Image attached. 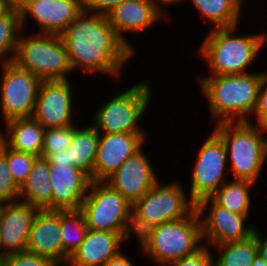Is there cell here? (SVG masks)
<instances>
[{
  "mask_svg": "<svg viewBox=\"0 0 267 266\" xmlns=\"http://www.w3.org/2000/svg\"><path fill=\"white\" fill-rule=\"evenodd\" d=\"M72 71L118 77L135 53L102 14L83 11L60 35Z\"/></svg>",
  "mask_w": 267,
  "mask_h": 266,
  "instance_id": "1",
  "label": "cell"
},
{
  "mask_svg": "<svg viewBox=\"0 0 267 266\" xmlns=\"http://www.w3.org/2000/svg\"><path fill=\"white\" fill-rule=\"evenodd\" d=\"M265 71L234 75L201 76L199 86L216 124L250 122Z\"/></svg>",
  "mask_w": 267,
  "mask_h": 266,
  "instance_id": "2",
  "label": "cell"
},
{
  "mask_svg": "<svg viewBox=\"0 0 267 266\" xmlns=\"http://www.w3.org/2000/svg\"><path fill=\"white\" fill-rule=\"evenodd\" d=\"M238 26L213 28L202 41L198 52L209 66V76L248 73L246 68L251 67L265 47L266 32L237 36Z\"/></svg>",
  "mask_w": 267,
  "mask_h": 266,
  "instance_id": "3",
  "label": "cell"
},
{
  "mask_svg": "<svg viewBox=\"0 0 267 266\" xmlns=\"http://www.w3.org/2000/svg\"><path fill=\"white\" fill-rule=\"evenodd\" d=\"M252 122H223L214 127L222 139L234 179L256 183L267 159V130Z\"/></svg>",
  "mask_w": 267,
  "mask_h": 266,
  "instance_id": "4",
  "label": "cell"
},
{
  "mask_svg": "<svg viewBox=\"0 0 267 266\" xmlns=\"http://www.w3.org/2000/svg\"><path fill=\"white\" fill-rule=\"evenodd\" d=\"M20 34L12 62L30 71L42 81L70 80L72 71L67 51L60 35Z\"/></svg>",
  "mask_w": 267,
  "mask_h": 266,
  "instance_id": "5",
  "label": "cell"
},
{
  "mask_svg": "<svg viewBox=\"0 0 267 266\" xmlns=\"http://www.w3.org/2000/svg\"><path fill=\"white\" fill-rule=\"evenodd\" d=\"M148 81L127 90H117L114 98L96 110L91 125L98 133H146L140 120L150 104L152 90Z\"/></svg>",
  "mask_w": 267,
  "mask_h": 266,
  "instance_id": "6",
  "label": "cell"
},
{
  "mask_svg": "<svg viewBox=\"0 0 267 266\" xmlns=\"http://www.w3.org/2000/svg\"><path fill=\"white\" fill-rule=\"evenodd\" d=\"M203 246L201 221L195 209L185 218L156 226L142 253L157 265L165 266L194 254Z\"/></svg>",
  "mask_w": 267,
  "mask_h": 266,
  "instance_id": "7",
  "label": "cell"
},
{
  "mask_svg": "<svg viewBox=\"0 0 267 266\" xmlns=\"http://www.w3.org/2000/svg\"><path fill=\"white\" fill-rule=\"evenodd\" d=\"M80 210L89 230L120 234L132 204L105 181H91Z\"/></svg>",
  "mask_w": 267,
  "mask_h": 266,
  "instance_id": "8",
  "label": "cell"
},
{
  "mask_svg": "<svg viewBox=\"0 0 267 266\" xmlns=\"http://www.w3.org/2000/svg\"><path fill=\"white\" fill-rule=\"evenodd\" d=\"M0 64V111L4 122L32 117L42 80L30 71L19 68L12 61Z\"/></svg>",
  "mask_w": 267,
  "mask_h": 266,
  "instance_id": "9",
  "label": "cell"
},
{
  "mask_svg": "<svg viewBox=\"0 0 267 266\" xmlns=\"http://www.w3.org/2000/svg\"><path fill=\"white\" fill-rule=\"evenodd\" d=\"M196 204L185 194L180 182L161 184L158 181L141 199L132 205V210L148 223L160 224L189 216Z\"/></svg>",
  "mask_w": 267,
  "mask_h": 266,
  "instance_id": "10",
  "label": "cell"
},
{
  "mask_svg": "<svg viewBox=\"0 0 267 266\" xmlns=\"http://www.w3.org/2000/svg\"><path fill=\"white\" fill-rule=\"evenodd\" d=\"M227 162L226 147L222 139L212 133L200 147L191 176L189 198L197 204L210 198L225 182Z\"/></svg>",
  "mask_w": 267,
  "mask_h": 266,
  "instance_id": "11",
  "label": "cell"
},
{
  "mask_svg": "<svg viewBox=\"0 0 267 266\" xmlns=\"http://www.w3.org/2000/svg\"><path fill=\"white\" fill-rule=\"evenodd\" d=\"M208 207L210 209L207 215L203 216ZM196 211L201 221L203 241L209 243H205L206 246L244 241L253 235L256 227L245 223L248 215L231 212L219 206L211 197L199 201L196 204Z\"/></svg>",
  "mask_w": 267,
  "mask_h": 266,
  "instance_id": "12",
  "label": "cell"
},
{
  "mask_svg": "<svg viewBox=\"0 0 267 266\" xmlns=\"http://www.w3.org/2000/svg\"><path fill=\"white\" fill-rule=\"evenodd\" d=\"M69 80L42 81L32 118L45 129L75 125L73 93Z\"/></svg>",
  "mask_w": 267,
  "mask_h": 266,
  "instance_id": "13",
  "label": "cell"
},
{
  "mask_svg": "<svg viewBox=\"0 0 267 266\" xmlns=\"http://www.w3.org/2000/svg\"><path fill=\"white\" fill-rule=\"evenodd\" d=\"M147 133H99L92 181H105L142 147Z\"/></svg>",
  "mask_w": 267,
  "mask_h": 266,
  "instance_id": "14",
  "label": "cell"
},
{
  "mask_svg": "<svg viewBox=\"0 0 267 266\" xmlns=\"http://www.w3.org/2000/svg\"><path fill=\"white\" fill-rule=\"evenodd\" d=\"M83 9L84 0H30L19 10L21 28L24 31L31 17L39 25V33L61 35Z\"/></svg>",
  "mask_w": 267,
  "mask_h": 266,
  "instance_id": "15",
  "label": "cell"
},
{
  "mask_svg": "<svg viewBox=\"0 0 267 266\" xmlns=\"http://www.w3.org/2000/svg\"><path fill=\"white\" fill-rule=\"evenodd\" d=\"M60 233V210L39 209L25 251L47 258L57 266H65L69 256L63 250Z\"/></svg>",
  "mask_w": 267,
  "mask_h": 266,
  "instance_id": "16",
  "label": "cell"
},
{
  "mask_svg": "<svg viewBox=\"0 0 267 266\" xmlns=\"http://www.w3.org/2000/svg\"><path fill=\"white\" fill-rule=\"evenodd\" d=\"M143 147L128 158L105 182L121 193L132 205L159 180Z\"/></svg>",
  "mask_w": 267,
  "mask_h": 266,
  "instance_id": "17",
  "label": "cell"
},
{
  "mask_svg": "<svg viewBox=\"0 0 267 266\" xmlns=\"http://www.w3.org/2000/svg\"><path fill=\"white\" fill-rule=\"evenodd\" d=\"M52 184L51 210L80 209L87 195L90 177L75 166L49 163Z\"/></svg>",
  "mask_w": 267,
  "mask_h": 266,
  "instance_id": "18",
  "label": "cell"
},
{
  "mask_svg": "<svg viewBox=\"0 0 267 266\" xmlns=\"http://www.w3.org/2000/svg\"><path fill=\"white\" fill-rule=\"evenodd\" d=\"M163 11L150 0H126L113 8L107 19L118 36L134 51L123 33H140L152 28L156 22L166 18Z\"/></svg>",
  "mask_w": 267,
  "mask_h": 266,
  "instance_id": "19",
  "label": "cell"
},
{
  "mask_svg": "<svg viewBox=\"0 0 267 266\" xmlns=\"http://www.w3.org/2000/svg\"><path fill=\"white\" fill-rule=\"evenodd\" d=\"M38 207L21 201L5 203L0 214V243L5 255L25 252Z\"/></svg>",
  "mask_w": 267,
  "mask_h": 266,
  "instance_id": "20",
  "label": "cell"
},
{
  "mask_svg": "<svg viewBox=\"0 0 267 266\" xmlns=\"http://www.w3.org/2000/svg\"><path fill=\"white\" fill-rule=\"evenodd\" d=\"M121 236L117 232L89 230L81 245L72 253L65 266H103L118 256Z\"/></svg>",
  "mask_w": 267,
  "mask_h": 266,
  "instance_id": "21",
  "label": "cell"
},
{
  "mask_svg": "<svg viewBox=\"0 0 267 266\" xmlns=\"http://www.w3.org/2000/svg\"><path fill=\"white\" fill-rule=\"evenodd\" d=\"M4 133L0 128V139L11 149L41 156L45 128L32 117L12 119L4 123Z\"/></svg>",
  "mask_w": 267,
  "mask_h": 266,
  "instance_id": "22",
  "label": "cell"
},
{
  "mask_svg": "<svg viewBox=\"0 0 267 266\" xmlns=\"http://www.w3.org/2000/svg\"><path fill=\"white\" fill-rule=\"evenodd\" d=\"M51 197L49 163L46 158L40 156L36 158L27 180L20 188L19 201L39 209L51 210Z\"/></svg>",
  "mask_w": 267,
  "mask_h": 266,
  "instance_id": "23",
  "label": "cell"
},
{
  "mask_svg": "<svg viewBox=\"0 0 267 266\" xmlns=\"http://www.w3.org/2000/svg\"><path fill=\"white\" fill-rule=\"evenodd\" d=\"M99 133L92 126L77 127L68 147L69 162L86 173L91 181L96 161Z\"/></svg>",
  "mask_w": 267,
  "mask_h": 266,
  "instance_id": "24",
  "label": "cell"
},
{
  "mask_svg": "<svg viewBox=\"0 0 267 266\" xmlns=\"http://www.w3.org/2000/svg\"><path fill=\"white\" fill-rule=\"evenodd\" d=\"M184 0H180L181 2ZM203 19L210 21L213 28H225L240 25V12L243 0H190ZM186 2V0H185Z\"/></svg>",
  "mask_w": 267,
  "mask_h": 266,
  "instance_id": "25",
  "label": "cell"
},
{
  "mask_svg": "<svg viewBox=\"0 0 267 266\" xmlns=\"http://www.w3.org/2000/svg\"><path fill=\"white\" fill-rule=\"evenodd\" d=\"M254 182L249 180L234 179L226 181L211 198L221 207L240 215H249L250 212V188Z\"/></svg>",
  "mask_w": 267,
  "mask_h": 266,
  "instance_id": "26",
  "label": "cell"
},
{
  "mask_svg": "<svg viewBox=\"0 0 267 266\" xmlns=\"http://www.w3.org/2000/svg\"><path fill=\"white\" fill-rule=\"evenodd\" d=\"M220 257L213 259V266H252L258 254L256 238L252 235L244 241L217 245Z\"/></svg>",
  "mask_w": 267,
  "mask_h": 266,
  "instance_id": "27",
  "label": "cell"
},
{
  "mask_svg": "<svg viewBox=\"0 0 267 266\" xmlns=\"http://www.w3.org/2000/svg\"><path fill=\"white\" fill-rule=\"evenodd\" d=\"M88 231L80 209L60 210V236L63 250L70 257L81 245Z\"/></svg>",
  "mask_w": 267,
  "mask_h": 266,
  "instance_id": "28",
  "label": "cell"
},
{
  "mask_svg": "<svg viewBox=\"0 0 267 266\" xmlns=\"http://www.w3.org/2000/svg\"><path fill=\"white\" fill-rule=\"evenodd\" d=\"M21 28L19 10H12L0 19V62H11L16 52Z\"/></svg>",
  "mask_w": 267,
  "mask_h": 266,
  "instance_id": "29",
  "label": "cell"
},
{
  "mask_svg": "<svg viewBox=\"0 0 267 266\" xmlns=\"http://www.w3.org/2000/svg\"><path fill=\"white\" fill-rule=\"evenodd\" d=\"M154 225L148 223L142 219L137 213L131 210L123 223V227L120 233L121 242H126L132 237V234L136 235L137 240H139V247L141 252L147 247L150 243L152 236L155 230ZM131 232H133L131 234Z\"/></svg>",
  "mask_w": 267,
  "mask_h": 266,
  "instance_id": "30",
  "label": "cell"
},
{
  "mask_svg": "<svg viewBox=\"0 0 267 266\" xmlns=\"http://www.w3.org/2000/svg\"><path fill=\"white\" fill-rule=\"evenodd\" d=\"M74 133L75 125L45 129L41 157L68 149Z\"/></svg>",
  "mask_w": 267,
  "mask_h": 266,
  "instance_id": "31",
  "label": "cell"
},
{
  "mask_svg": "<svg viewBox=\"0 0 267 266\" xmlns=\"http://www.w3.org/2000/svg\"><path fill=\"white\" fill-rule=\"evenodd\" d=\"M5 157L14 181L21 188L27 180L37 156L13 150L5 144Z\"/></svg>",
  "mask_w": 267,
  "mask_h": 266,
  "instance_id": "32",
  "label": "cell"
},
{
  "mask_svg": "<svg viewBox=\"0 0 267 266\" xmlns=\"http://www.w3.org/2000/svg\"><path fill=\"white\" fill-rule=\"evenodd\" d=\"M20 187L14 181L5 157V143L0 139V201H19Z\"/></svg>",
  "mask_w": 267,
  "mask_h": 266,
  "instance_id": "33",
  "label": "cell"
},
{
  "mask_svg": "<svg viewBox=\"0 0 267 266\" xmlns=\"http://www.w3.org/2000/svg\"><path fill=\"white\" fill-rule=\"evenodd\" d=\"M1 266H57L47 258L31 254L28 252H19L6 255L1 262Z\"/></svg>",
  "mask_w": 267,
  "mask_h": 266,
  "instance_id": "34",
  "label": "cell"
},
{
  "mask_svg": "<svg viewBox=\"0 0 267 266\" xmlns=\"http://www.w3.org/2000/svg\"><path fill=\"white\" fill-rule=\"evenodd\" d=\"M213 256L210 247L204 245L194 254L170 262L165 266H213Z\"/></svg>",
  "mask_w": 267,
  "mask_h": 266,
  "instance_id": "35",
  "label": "cell"
},
{
  "mask_svg": "<svg viewBox=\"0 0 267 266\" xmlns=\"http://www.w3.org/2000/svg\"><path fill=\"white\" fill-rule=\"evenodd\" d=\"M253 115L256 125L267 130V72H265L258 95V101Z\"/></svg>",
  "mask_w": 267,
  "mask_h": 266,
  "instance_id": "36",
  "label": "cell"
},
{
  "mask_svg": "<svg viewBox=\"0 0 267 266\" xmlns=\"http://www.w3.org/2000/svg\"><path fill=\"white\" fill-rule=\"evenodd\" d=\"M124 1L126 0H84V9L91 13L107 16L113 8Z\"/></svg>",
  "mask_w": 267,
  "mask_h": 266,
  "instance_id": "37",
  "label": "cell"
},
{
  "mask_svg": "<svg viewBox=\"0 0 267 266\" xmlns=\"http://www.w3.org/2000/svg\"><path fill=\"white\" fill-rule=\"evenodd\" d=\"M259 228L255 227L253 235L256 238L257 247H258V254L260 257L267 262V236L260 235L261 231L259 232ZM265 237V238H264Z\"/></svg>",
  "mask_w": 267,
  "mask_h": 266,
  "instance_id": "38",
  "label": "cell"
},
{
  "mask_svg": "<svg viewBox=\"0 0 267 266\" xmlns=\"http://www.w3.org/2000/svg\"><path fill=\"white\" fill-rule=\"evenodd\" d=\"M48 163L52 164H67L68 166H73L72 162H69L68 149L60 151L57 153L50 154L46 157Z\"/></svg>",
  "mask_w": 267,
  "mask_h": 266,
  "instance_id": "39",
  "label": "cell"
},
{
  "mask_svg": "<svg viewBox=\"0 0 267 266\" xmlns=\"http://www.w3.org/2000/svg\"><path fill=\"white\" fill-rule=\"evenodd\" d=\"M103 266H136L135 263L123 253V251L116 257L109 259Z\"/></svg>",
  "mask_w": 267,
  "mask_h": 266,
  "instance_id": "40",
  "label": "cell"
},
{
  "mask_svg": "<svg viewBox=\"0 0 267 266\" xmlns=\"http://www.w3.org/2000/svg\"><path fill=\"white\" fill-rule=\"evenodd\" d=\"M12 10L8 0H0V19L8 15Z\"/></svg>",
  "mask_w": 267,
  "mask_h": 266,
  "instance_id": "41",
  "label": "cell"
},
{
  "mask_svg": "<svg viewBox=\"0 0 267 266\" xmlns=\"http://www.w3.org/2000/svg\"><path fill=\"white\" fill-rule=\"evenodd\" d=\"M150 1L154 2L160 9L162 7L170 6L172 4L174 6L175 4L180 3V0H150Z\"/></svg>",
  "mask_w": 267,
  "mask_h": 266,
  "instance_id": "42",
  "label": "cell"
},
{
  "mask_svg": "<svg viewBox=\"0 0 267 266\" xmlns=\"http://www.w3.org/2000/svg\"><path fill=\"white\" fill-rule=\"evenodd\" d=\"M10 6L14 10H20L24 5H26L30 0H8Z\"/></svg>",
  "mask_w": 267,
  "mask_h": 266,
  "instance_id": "43",
  "label": "cell"
},
{
  "mask_svg": "<svg viewBox=\"0 0 267 266\" xmlns=\"http://www.w3.org/2000/svg\"><path fill=\"white\" fill-rule=\"evenodd\" d=\"M252 266H267V262L263 260L259 254H257L253 260Z\"/></svg>",
  "mask_w": 267,
  "mask_h": 266,
  "instance_id": "44",
  "label": "cell"
},
{
  "mask_svg": "<svg viewBox=\"0 0 267 266\" xmlns=\"http://www.w3.org/2000/svg\"><path fill=\"white\" fill-rule=\"evenodd\" d=\"M6 255L3 253L2 249H1V243H0V263L2 262V259L5 257Z\"/></svg>",
  "mask_w": 267,
  "mask_h": 266,
  "instance_id": "45",
  "label": "cell"
},
{
  "mask_svg": "<svg viewBox=\"0 0 267 266\" xmlns=\"http://www.w3.org/2000/svg\"><path fill=\"white\" fill-rule=\"evenodd\" d=\"M4 204H5L4 202L0 201V214H1V211L3 209Z\"/></svg>",
  "mask_w": 267,
  "mask_h": 266,
  "instance_id": "46",
  "label": "cell"
}]
</instances>
